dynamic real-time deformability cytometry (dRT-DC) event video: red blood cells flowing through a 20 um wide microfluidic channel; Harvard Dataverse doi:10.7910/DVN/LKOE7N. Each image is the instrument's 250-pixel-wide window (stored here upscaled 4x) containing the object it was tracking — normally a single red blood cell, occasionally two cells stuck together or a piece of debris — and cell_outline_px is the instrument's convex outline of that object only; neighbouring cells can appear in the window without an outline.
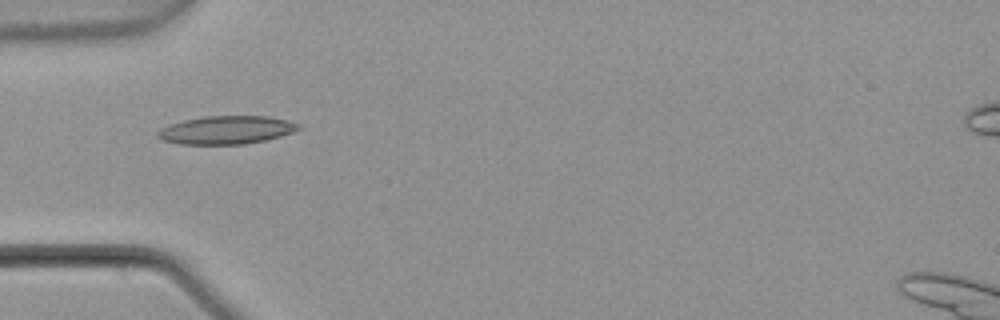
{"species": "common noctule bat (a hibernating species)", "species_latin": "Nyctalus noctula", "temperature_condition": "warm", "stored_images_in_passage": 4, "camera_frame_rate_fps": 3000, "um_per_image_px": 0.085, "animal": {"sex": "male", "body_mass_g": 21.5, "forearm_length_mm": 52.0}, "frame": {"image": 1, "passage_image": 3, "time_ms": 0.667, "image_size_px": [1000, 320], "cell_outline_px": [[300, 128], [292, 132], [280, 136], [264, 140], [244, 144], [180, 144], [164, 140], [156, 136], [156, 132], [160, 128], [168, 124], [184, 120], [204, 116], [268, 116], [288, 120], [300, 124]], "centroid_in_image_um": [19.21, 11.04], "position_along_channel_um": 65.8, "area_um2": 23.12}}
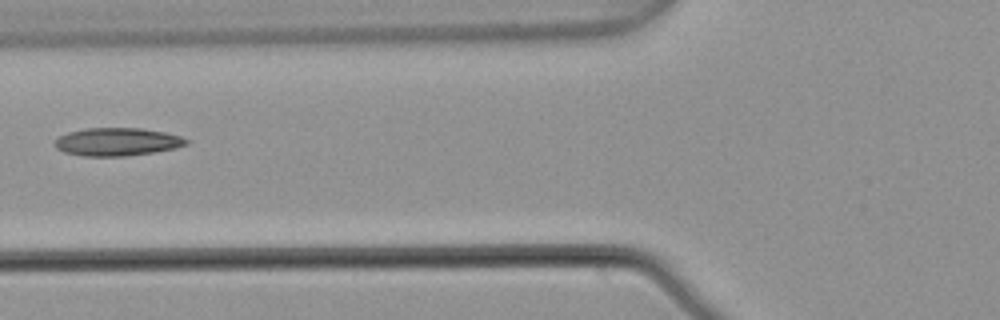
{"frame": {"image": 2, "passage_image": 4, "time_ms": 1.0, "image_size_px": [1000, 320], "cell_outline_px": [[188, 144], [176, 148], [152, 152], [124, 156], [84, 156], [64, 152], [56, 148], [56, 140], [60, 136], [68, 132], [88, 128], [144, 128], [164, 132], [180, 136], [188, 140]], "centroid_in_image_um": [9.98, 12.05], "position_along_channel_um": 115.8, "area_um2": 21.27}}